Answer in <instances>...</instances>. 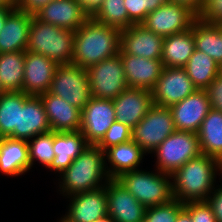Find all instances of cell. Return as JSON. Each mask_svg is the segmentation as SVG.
<instances>
[{"label": "cell", "instance_id": "1", "mask_svg": "<svg viewBox=\"0 0 222 222\" xmlns=\"http://www.w3.org/2000/svg\"><path fill=\"white\" fill-rule=\"evenodd\" d=\"M120 30L89 18L75 31L72 63L87 69L119 53Z\"/></svg>", "mask_w": 222, "mask_h": 222}, {"label": "cell", "instance_id": "2", "mask_svg": "<svg viewBox=\"0 0 222 222\" xmlns=\"http://www.w3.org/2000/svg\"><path fill=\"white\" fill-rule=\"evenodd\" d=\"M219 161L201 154L187 161L172 176L173 197L182 203L206 201L215 188Z\"/></svg>", "mask_w": 222, "mask_h": 222}, {"label": "cell", "instance_id": "3", "mask_svg": "<svg viewBox=\"0 0 222 222\" xmlns=\"http://www.w3.org/2000/svg\"><path fill=\"white\" fill-rule=\"evenodd\" d=\"M106 165L108 163L105 161L104 151L97 145L89 144L69 167L60 173V194L66 197L105 186L110 180ZM102 180H105L103 184Z\"/></svg>", "mask_w": 222, "mask_h": 222}, {"label": "cell", "instance_id": "4", "mask_svg": "<svg viewBox=\"0 0 222 222\" xmlns=\"http://www.w3.org/2000/svg\"><path fill=\"white\" fill-rule=\"evenodd\" d=\"M74 39L75 31L43 22L33 14L26 51L44 55L58 65L71 64Z\"/></svg>", "mask_w": 222, "mask_h": 222}, {"label": "cell", "instance_id": "5", "mask_svg": "<svg viewBox=\"0 0 222 222\" xmlns=\"http://www.w3.org/2000/svg\"><path fill=\"white\" fill-rule=\"evenodd\" d=\"M155 171L136 169L123 173L116 180L146 208L154 207L174 199L172 176L158 169Z\"/></svg>", "mask_w": 222, "mask_h": 222}, {"label": "cell", "instance_id": "6", "mask_svg": "<svg viewBox=\"0 0 222 222\" xmlns=\"http://www.w3.org/2000/svg\"><path fill=\"white\" fill-rule=\"evenodd\" d=\"M156 168L172 175L187 161L202 154L197 133L175 130L154 151Z\"/></svg>", "mask_w": 222, "mask_h": 222}, {"label": "cell", "instance_id": "7", "mask_svg": "<svg viewBox=\"0 0 222 222\" xmlns=\"http://www.w3.org/2000/svg\"><path fill=\"white\" fill-rule=\"evenodd\" d=\"M48 92L82 110L92 97L87 69L73 63L58 65Z\"/></svg>", "mask_w": 222, "mask_h": 222}, {"label": "cell", "instance_id": "8", "mask_svg": "<svg viewBox=\"0 0 222 222\" xmlns=\"http://www.w3.org/2000/svg\"><path fill=\"white\" fill-rule=\"evenodd\" d=\"M87 71L92 97L113 100L128 88L120 53L88 67Z\"/></svg>", "mask_w": 222, "mask_h": 222}, {"label": "cell", "instance_id": "9", "mask_svg": "<svg viewBox=\"0 0 222 222\" xmlns=\"http://www.w3.org/2000/svg\"><path fill=\"white\" fill-rule=\"evenodd\" d=\"M175 130L170 109L153 105L141 122L131 128V140L145 153H152Z\"/></svg>", "mask_w": 222, "mask_h": 222}, {"label": "cell", "instance_id": "10", "mask_svg": "<svg viewBox=\"0 0 222 222\" xmlns=\"http://www.w3.org/2000/svg\"><path fill=\"white\" fill-rule=\"evenodd\" d=\"M197 14L189 7L175 2H167L151 11L142 23L148 30L167 37L192 27Z\"/></svg>", "mask_w": 222, "mask_h": 222}, {"label": "cell", "instance_id": "11", "mask_svg": "<svg viewBox=\"0 0 222 222\" xmlns=\"http://www.w3.org/2000/svg\"><path fill=\"white\" fill-rule=\"evenodd\" d=\"M197 90L182 67H164L151 90L154 105L171 107Z\"/></svg>", "mask_w": 222, "mask_h": 222}, {"label": "cell", "instance_id": "12", "mask_svg": "<svg viewBox=\"0 0 222 222\" xmlns=\"http://www.w3.org/2000/svg\"><path fill=\"white\" fill-rule=\"evenodd\" d=\"M115 121L112 100L91 97L81 110L80 132L88 144L97 145Z\"/></svg>", "mask_w": 222, "mask_h": 222}, {"label": "cell", "instance_id": "13", "mask_svg": "<svg viewBox=\"0 0 222 222\" xmlns=\"http://www.w3.org/2000/svg\"><path fill=\"white\" fill-rule=\"evenodd\" d=\"M164 37L148 30L142 24H134L120 30L119 53L161 60Z\"/></svg>", "mask_w": 222, "mask_h": 222}, {"label": "cell", "instance_id": "14", "mask_svg": "<svg viewBox=\"0 0 222 222\" xmlns=\"http://www.w3.org/2000/svg\"><path fill=\"white\" fill-rule=\"evenodd\" d=\"M169 109L176 130L198 133L202 121L211 109V105L206 90L197 89Z\"/></svg>", "mask_w": 222, "mask_h": 222}, {"label": "cell", "instance_id": "15", "mask_svg": "<svg viewBox=\"0 0 222 222\" xmlns=\"http://www.w3.org/2000/svg\"><path fill=\"white\" fill-rule=\"evenodd\" d=\"M116 121L136 126L154 105L152 92L142 88L128 87L112 100Z\"/></svg>", "mask_w": 222, "mask_h": 222}, {"label": "cell", "instance_id": "16", "mask_svg": "<svg viewBox=\"0 0 222 222\" xmlns=\"http://www.w3.org/2000/svg\"><path fill=\"white\" fill-rule=\"evenodd\" d=\"M107 211L115 222H140L146 207L116 179L106 183Z\"/></svg>", "mask_w": 222, "mask_h": 222}, {"label": "cell", "instance_id": "17", "mask_svg": "<svg viewBox=\"0 0 222 222\" xmlns=\"http://www.w3.org/2000/svg\"><path fill=\"white\" fill-rule=\"evenodd\" d=\"M58 64L44 55L25 51L22 92L39 96L49 91Z\"/></svg>", "mask_w": 222, "mask_h": 222}, {"label": "cell", "instance_id": "18", "mask_svg": "<svg viewBox=\"0 0 222 222\" xmlns=\"http://www.w3.org/2000/svg\"><path fill=\"white\" fill-rule=\"evenodd\" d=\"M67 197L70 204L63 217L67 222H93L108 215L106 185Z\"/></svg>", "mask_w": 222, "mask_h": 222}, {"label": "cell", "instance_id": "19", "mask_svg": "<svg viewBox=\"0 0 222 222\" xmlns=\"http://www.w3.org/2000/svg\"><path fill=\"white\" fill-rule=\"evenodd\" d=\"M34 15L41 21L76 31L89 17L75 0H52Z\"/></svg>", "mask_w": 222, "mask_h": 222}, {"label": "cell", "instance_id": "20", "mask_svg": "<svg viewBox=\"0 0 222 222\" xmlns=\"http://www.w3.org/2000/svg\"><path fill=\"white\" fill-rule=\"evenodd\" d=\"M127 87L152 90L164 68L161 60L120 53Z\"/></svg>", "mask_w": 222, "mask_h": 222}, {"label": "cell", "instance_id": "21", "mask_svg": "<svg viewBox=\"0 0 222 222\" xmlns=\"http://www.w3.org/2000/svg\"><path fill=\"white\" fill-rule=\"evenodd\" d=\"M49 119L51 131L76 132L81 128V110L49 92L39 95Z\"/></svg>", "mask_w": 222, "mask_h": 222}, {"label": "cell", "instance_id": "22", "mask_svg": "<svg viewBox=\"0 0 222 222\" xmlns=\"http://www.w3.org/2000/svg\"><path fill=\"white\" fill-rule=\"evenodd\" d=\"M33 14L17 7L7 16L0 31V54L26 51Z\"/></svg>", "mask_w": 222, "mask_h": 222}, {"label": "cell", "instance_id": "23", "mask_svg": "<svg viewBox=\"0 0 222 222\" xmlns=\"http://www.w3.org/2000/svg\"><path fill=\"white\" fill-rule=\"evenodd\" d=\"M51 131L40 96L30 95L19 108L18 139L26 140Z\"/></svg>", "mask_w": 222, "mask_h": 222}, {"label": "cell", "instance_id": "24", "mask_svg": "<svg viewBox=\"0 0 222 222\" xmlns=\"http://www.w3.org/2000/svg\"><path fill=\"white\" fill-rule=\"evenodd\" d=\"M145 154L133 140L109 147L104 151L105 161L110 164V167L105 166L108 176L116 179L123 173L138 169Z\"/></svg>", "mask_w": 222, "mask_h": 222}, {"label": "cell", "instance_id": "25", "mask_svg": "<svg viewBox=\"0 0 222 222\" xmlns=\"http://www.w3.org/2000/svg\"><path fill=\"white\" fill-rule=\"evenodd\" d=\"M88 145L80 131H53V151L55 157L48 169L59 172V174L62 173Z\"/></svg>", "mask_w": 222, "mask_h": 222}, {"label": "cell", "instance_id": "26", "mask_svg": "<svg viewBox=\"0 0 222 222\" xmlns=\"http://www.w3.org/2000/svg\"><path fill=\"white\" fill-rule=\"evenodd\" d=\"M29 170L28 141L0 138V172L7 176H20Z\"/></svg>", "mask_w": 222, "mask_h": 222}, {"label": "cell", "instance_id": "27", "mask_svg": "<svg viewBox=\"0 0 222 222\" xmlns=\"http://www.w3.org/2000/svg\"><path fill=\"white\" fill-rule=\"evenodd\" d=\"M195 50L192 27L164 37L161 61L164 67H184Z\"/></svg>", "mask_w": 222, "mask_h": 222}, {"label": "cell", "instance_id": "28", "mask_svg": "<svg viewBox=\"0 0 222 222\" xmlns=\"http://www.w3.org/2000/svg\"><path fill=\"white\" fill-rule=\"evenodd\" d=\"M195 49L209 55L222 66V24L201 22L198 18L192 24Z\"/></svg>", "mask_w": 222, "mask_h": 222}, {"label": "cell", "instance_id": "29", "mask_svg": "<svg viewBox=\"0 0 222 222\" xmlns=\"http://www.w3.org/2000/svg\"><path fill=\"white\" fill-rule=\"evenodd\" d=\"M202 154L222 159V112L210 109L198 131Z\"/></svg>", "mask_w": 222, "mask_h": 222}, {"label": "cell", "instance_id": "30", "mask_svg": "<svg viewBox=\"0 0 222 222\" xmlns=\"http://www.w3.org/2000/svg\"><path fill=\"white\" fill-rule=\"evenodd\" d=\"M29 96L22 91L3 92L0 95V138L18 139L19 108Z\"/></svg>", "mask_w": 222, "mask_h": 222}, {"label": "cell", "instance_id": "31", "mask_svg": "<svg viewBox=\"0 0 222 222\" xmlns=\"http://www.w3.org/2000/svg\"><path fill=\"white\" fill-rule=\"evenodd\" d=\"M25 51L0 54V85L5 92L22 91Z\"/></svg>", "mask_w": 222, "mask_h": 222}, {"label": "cell", "instance_id": "32", "mask_svg": "<svg viewBox=\"0 0 222 222\" xmlns=\"http://www.w3.org/2000/svg\"><path fill=\"white\" fill-rule=\"evenodd\" d=\"M197 89H206L220 74V66L204 52L194 50L183 67Z\"/></svg>", "mask_w": 222, "mask_h": 222}, {"label": "cell", "instance_id": "33", "mask_svg": "<svg viewBox=\"0 0 222 222\" xmlns=\"http://www.w3.org/2000/svg\"><path fill=\"white\" fill-rule=\"evenodd\" d=\"M92 19L119 30L127 29L128 12L124 0H103L101 8Z\"/></svg>", "mask_w": 222, "mask_h": 222}, {"label": "cell", "instance_id": "34", "mask_svg": "<svg viewBox=\"0 0 222 222\" xmlns=\"http://www.w3.org/2000/svg\"><path fill=\"white\" fill-rule=\"evenodd\" d=\"M30 140L28 141L30 169L34 165L35 160L48 168L55 157L53 151V131L37 135Z\"/></svg>", "mask_w": 222, "mask_h": 222}, {"label": "cell", "instance_id": "35", "mask_svg": "<svg viewBox=\"0 0 222 222\" xmlns=\"http://www.w3.org/2000/svg\"><path fill=\"white\" fill-rule=\"evenodd\" d=\"M184 209V203L175 198L164 204L146 208L140 222H176L178 214Z\"/></svg>", "mask_w": 222, "mask_h": 222}, {"label": "cell", "instance_id": "36", "mask_svg": "<svg viewBox=\"0 0 222 222\" xmlns=\"http://www.w3.org/2000/svg\"><path fill=\"white\" fill-rule=\"evenodd\" d=\"M129 140H131V128L126 124L115 121L97 146L105 151L109 147L128 142Z\"/></svg>", "mask_w": 222, "mask_h": 222}, {"label": "cell", "instance_id": "37", "mask_svg": "<svg viewBox=\"0 0 222 222\" xmlns=\"http://www.w3.org/2000/svg\"><path fill=\"white\" fill-rule=\"evenodd\" d=\"M184 209L190 214L192 222H217L207 201H189Z\"/></svg>", "mask_w": 222, "mask_h": 222}, {"label": "cell", "instance_id": "38", "mask_svg": "<svg viewBox=\"0 0 222 222\" xmlns=\"http://www.w3.org/2000/svg\"><path fill=\"white\" fill-rule=\"evenodd\" d=\"M197 18L204 23L222 24V0H205Z\"/></svg>", "mask_w": 222, "mask_h": 222}, {"label": "cell", "instance_id": "39", "mask_svg": "<svg viewBox=\"0 0 222 222\" xmlns=\"http://www.w3.org/2000/svg\"><path fill=\"white\" fill-rule=\"evenodd\" d=\"M128 12V27L142 24L146 19V6L144 0H124Z\"/></svg>", "mask_w": 222, "mask_h": 222}, {"label": "cell", "instance_id": "40", "mask_svg": "<svg viewBox=\"0 0 222 222\" xmlns=\"http://www.w3.org/2000/svg\"><path fill=\"white\" fill-rule=\"evenodd\" d=\"M205 90L211 108L222 112V74L220 73Z\"/></svg>", "mask_w": 222, "mask_h": 222}, {"label": "cell", "instance_id": "41", "mask_svg": "<svg viewBox=\"0 0 222 222\" xmlns=\"http://www.w3.org/2000/svg\"><path fill=\"white\" fill-rule=\"evenodd\" d=\"M206 201L211 206L217 222H222V183L217 189L216 187L213 189Z\"/></svg>", "mask_w": 222, "mask_h": 222}, {"label": "cell", "instance_id": "42", "mask_svg": "<svg viewBox=\"0 0 222 222\" xmlns=\"http://www.w3.org/2000/svg\"><path fill=\"white\" fill-rule=\"evenodd\" d=\"M80 5L84 13L92 18L101 8L103 0H75Z\"/></svg>", "mask_w": 222, "mask_h": 222}, {"label": "cell", "instance_id": "43", "mask_svg": "<svg viewBox=\"0 0 222 222\" xmlns=\"http://www.w3.org/2000/svg\"><path fill=\"white\" fill-rule=\"evenodd\" d=\"M52 0H23L17 8L34 14L36 11H38L42 6L48 4Z\"/></svg>", "mask_w": 222, "mask_h": 222}, {"label": "cell", "instance_id": "44", "mask_svg": "<svg viewBox=\"0 0 222 222\" xmlns=\"http://www.w3.org/2000/svg\"><path fill=\"white\" fill-rule=\"evenodd\" d=\"M169 2L181 3L189 7L192 11L198 14L203 8L205 0H168Z\"/></svg>", "mask_w": 222, "mask_h": 222}, {"label": "cell", "instance_id": "45", "mask_svg": "<svg viewBox=\"0 0 222 222\" xmlns=\"http://www.w3.org/2000/svg\"><path fill=\"white\" fill-rule=\"evenodd\" d=\"M16 5H0V31L3 29L7 16L16 8Z\"/></svg>", "mask_w": 222, "mask_h": 222}, {"label": "cell", "instance_id": "46", "mask_svg": "<svg viewBox=\"0 0 222 222\" xmlns=\"http://www.w3.org/2000/svg\"><path fill=\"white\" fill-rule=\"evenodd\" d=\"M146 6V17L151 12L156 10L163 4H166L168 0H144Z\"/></svg>", "mask_w": 222, "mask_h": 222}, {"label": "cell", "instance_id": "47", "mask_svg": "<svg viewBox=\"0 0 222 222\" xmlns=\"http://www.w3.org/2000/svg\"><path fill=\"white\" fill-rule=\"evenodd\" d=\"M176 222H192L190 214L183 209L177 216Z\"/></svg>", "mask_w": 222, "mask_h": 222}, {"label": "cell", "instance_id": "48", "mask_svg": "<svg viewBox=\"0 0 222 222\" xmlns=\"http://www.w3.org/2000/svg\"><path fill=\"white\" fill-rule=\"evenodd\" d=\"M93 222H115V220L111 216L106 215L105 217L97 219Z\"/></svg>", "mask_w": 222, "mask_h": 222}, {"label": "cell", "instance_id": "49", "mask_svg": "<svg viewBox=\"0 0 222 222\" xmlns=\"http://www.w3.org/2000/svg\"><path fill=\"white\" fill-rule=\"evenodd\" d=\"M0 5H15L11 0H0Z\"/></svg>", "mask_w": 222, "mask_h": 222}, {"label": "cell", "instance_id": "50", "mask_svg": "<svg viewBox=\"0 0 222 222\" xmlns=\"http://www.w3.org/2000/svg\"><path fill=\"white\" fill-rule=\"evenodd\" d=\"M219 172L220 174L218 173V175H222V159L219 161Z\"/></svg>", "mask_w": 222, "mask_h": 222}, {"label": "cell", "instance_id": "51", "mask_svg": "<svg viewBox=\"0 0 222 222\" xmlns=\"http://www.w3.org/2000/svg\"><path fill=\"white\" fill-rule=\"evenodd\" d=\"M16 6H18L23 0H11Z\"/></svg>", "mask_w": 222, "mask_h": 222}, {"label": "cell", "instance_id": "52", "mask_svg": "<svg viewBox=\"0 0 222 222\" xmlns=\"http://www.w3.org/2000/svg\"><path fill=\"white\" fill-rule=\"evenodd\" d=\"M3 92H5V91L2 89V87H1V85H0V95H1Z\"/></svg>", "mask_w": 222, "mask_h": 222}, {"label": "cell", "instance_id": "53", "mask_svg": "<svg viewBox=\"0 0 222 222\" xmlns=\"http://www.w3.org/2000/svg\"><path fill=\"white\" fill-rule=\"evenodd\" d=\"M59 222H67L63 217H61Z\"/></svg>", "mask_w": 222, "mask_h": 222}]
</instances>
